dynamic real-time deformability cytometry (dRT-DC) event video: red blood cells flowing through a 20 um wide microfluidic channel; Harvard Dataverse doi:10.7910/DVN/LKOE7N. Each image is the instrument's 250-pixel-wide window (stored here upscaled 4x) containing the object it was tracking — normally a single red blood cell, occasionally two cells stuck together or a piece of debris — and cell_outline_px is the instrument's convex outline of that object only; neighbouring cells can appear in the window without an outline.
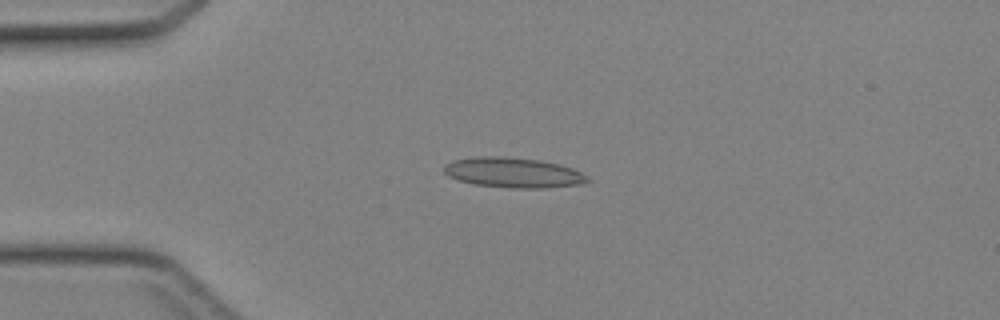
{"species": "Egyptian fruit bat (a non-hibernating species)", "species_latin": "Rousettus aegyptiacus", "temperature_condition": "cold", "stored_images_in_passage": 43, "camera_frame_rate_fps": 3000, "um_per_image_px": 0.085, "animal": {"sex": "female"}, "frame": {"image": 1, "passage_image": 10, "time_ms": 3.0, "image_size_px": [1000, 320], "cell_outline_px": [[592, 180], [580, 184], [544, 188], [512, 188], [476, 184], [460, 180], [448, 176], [444, 172], [444, 164], [452, 160], [476, 156], [504, 156], [540, 160], [560, 164], [572, 168], [588, 176]], "centroid_in_image_um": [43.63, 14.66], "position_along_channel_um": 41.4, "area_um2": 25.26}}
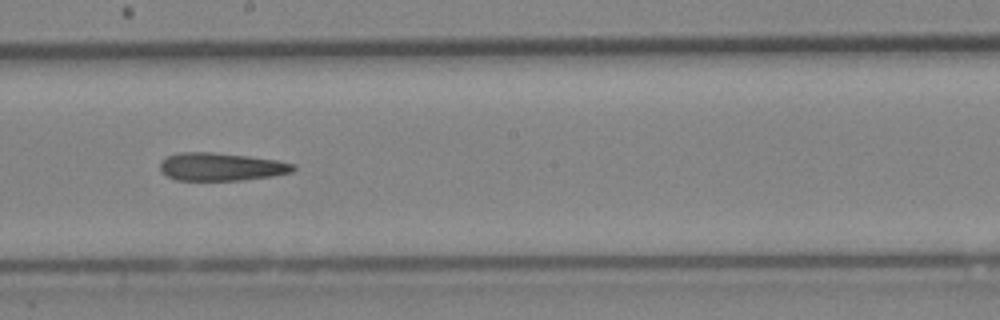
{"frame": {"image": 2, "passage_image": 24, "time_ms": 7.667, "image_size_px": [1000, 320], "cell_outline_px": [[296, 168], [292, 172], [272, 176], [244, 180], [176, 180], [160, 172], [160, 160], [176, 152], [212, 152], [248, 156], [276, 160], [296, 164]], "centroid_in_image_um": [18.78, 14.17], "position_along_channel_um": 229.4, "area_um2": 21.85}}
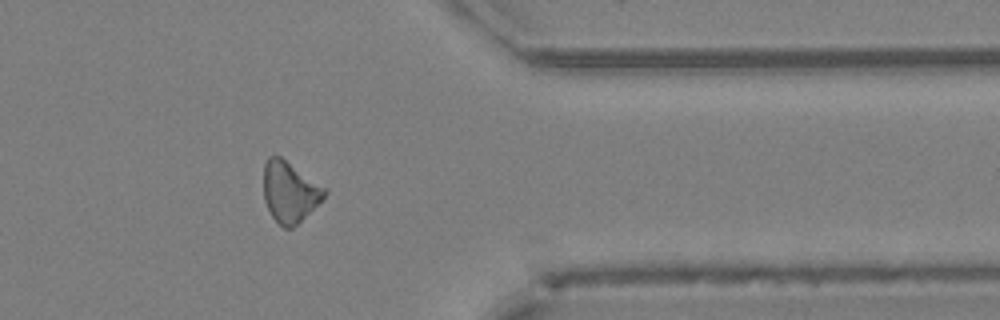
{"frame": {"image": 3, "passage_image": 35, "time_ms": 11.333, "image_size_px": [1000, 320], "cell_outline_px": [[328, 192], [292, 228], [284, 228], [272, 216], [264, 200], [264, 164], [268, 156], [280, 156], [328, 188]], "centroid_in_image_um": [24.62, 16.26], "position_along_channel_um": 386.8, "area_um2": 21.27}}